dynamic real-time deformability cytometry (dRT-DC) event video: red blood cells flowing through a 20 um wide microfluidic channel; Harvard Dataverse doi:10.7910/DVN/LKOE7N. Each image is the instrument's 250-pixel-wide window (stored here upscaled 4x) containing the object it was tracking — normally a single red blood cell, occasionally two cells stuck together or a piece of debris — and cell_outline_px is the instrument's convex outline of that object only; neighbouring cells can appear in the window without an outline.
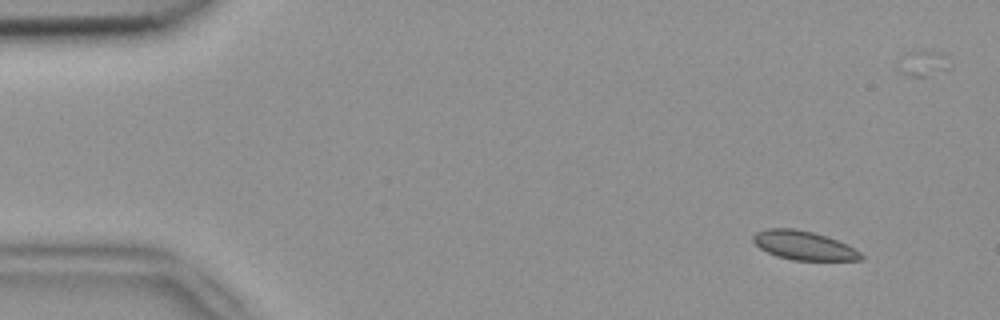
{"species": "common noctule bat (a hibernating species)", "species_latin": "Nyctalus noctula", "temperature_condition": "room temperature", "stored_images_in_passage": 9, "camera_frame_rate_fps": 3000, "um_per_image_px": 0.085, "animal": {"sex": "female", "body_mass_g": 18.4}, "frame": {"image": 1, "passage_image": 1, "time_ms": 0.0, "image_size_px": [1000, 320], "cell_outline_px": [[864, 260], [792, 260], [776, 256], [760, 248], [752, 240], [752, 236], [756, 232], [768, 228], [792, 228], [812, 232], [828, 236], [848, 244], [860, 252], [864, 256]], "centroid_in_image_um": [68.34, 20.86], "position_along_channel_um": 16.7, "area_um2": 18.26}}
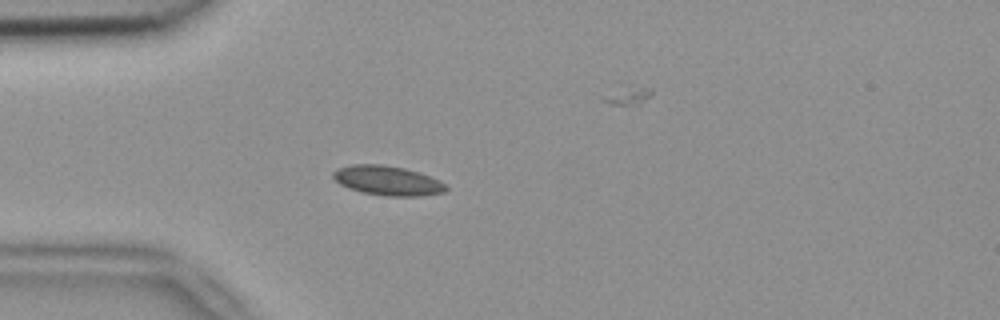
{"frame": {"image": 2, "passage_image": 4, "time_ms": 1.0, "image_size_px": [1000, 320], "cell_outline_px": [[448, 188], [444, 192], [420, 196], [388, 196], [360, 192], [348, 188], [340, 184], [332, 176], [332, 172], [336, 168], [352, 164], [384, 164], [404, 168], [440, 180]], "centroid_in_image_um": [32.9, 15.34], "position_along_channel_um": 52.1, "area_um2": 19.42}}